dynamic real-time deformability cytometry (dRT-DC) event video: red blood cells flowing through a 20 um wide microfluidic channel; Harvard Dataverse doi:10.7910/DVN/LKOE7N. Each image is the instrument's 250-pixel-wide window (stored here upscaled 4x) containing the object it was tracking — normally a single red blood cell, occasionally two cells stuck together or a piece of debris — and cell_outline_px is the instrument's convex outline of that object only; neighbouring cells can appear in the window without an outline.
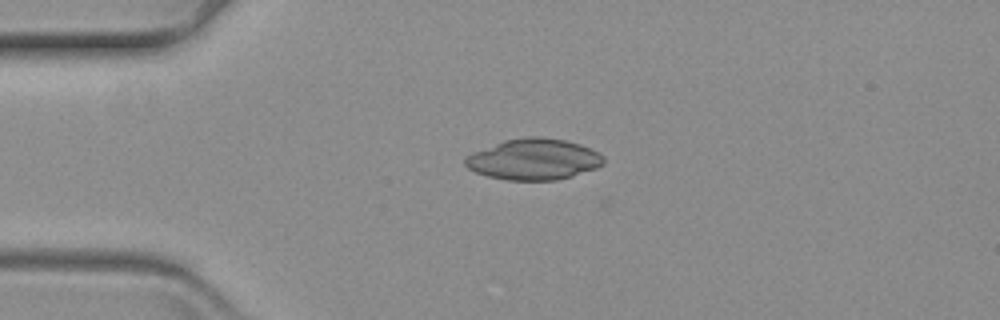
{"species": "common noctule bat (a hibernating species)", "species_latin": "Nyctalus noctula", "temperature_condition": "warm", "stored_images_in_passage": 55, "camera_frame_rate_fps": 3000, "um_per_image_px": 0.085, "animal": {"sex": "female", "body_mass_g": 19.3, "forearm_length_mm": 54.1}, "frame": {"image": 1, "passage_image": 10, "time_ms": 3.0, "image_size_px": [1000, 320], "cell_outline_px": [[604, 164], [596, 168], [572, 176], [556, 180], [508, 180], [488, 176], [476, 172], [468, 168], [464, 164], [464, 160], [472, 152], [504, 140], [524, 136], [544, 136], [564, 140], [580, 144], [604, 156]], "centroid_in_image_um": [45.36, 13.53], "position_along_channel_um": 39.6, "area_um2": 33.12}}
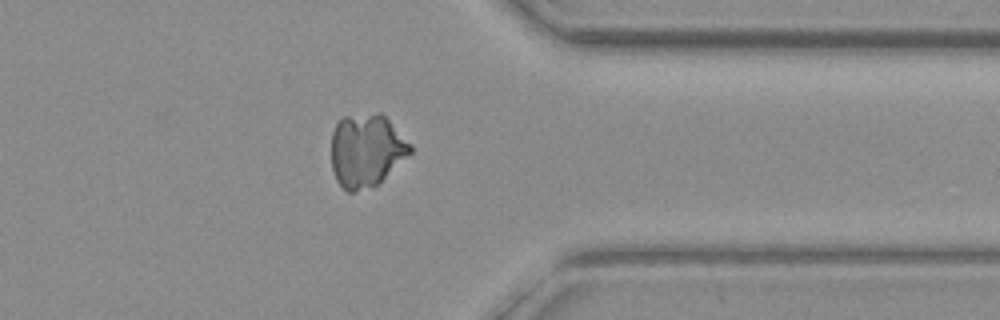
{"frame": {"image": 2, "passage_image": 43, "time_ms": 14.0, "image_size_px": [1000, 320], "cell_outline_px": [[412, 152], [372, 188], [352, 192], [348, 192], [336, 180], [332, 168], [332, 132], [336, 124], [344, 116], [376, 112], [380, 112], [412, 144]], "centroid_in_image_um": [31.13, 12.78], "position_along_channel_um": 380.3, "area_um2": 33.47}}